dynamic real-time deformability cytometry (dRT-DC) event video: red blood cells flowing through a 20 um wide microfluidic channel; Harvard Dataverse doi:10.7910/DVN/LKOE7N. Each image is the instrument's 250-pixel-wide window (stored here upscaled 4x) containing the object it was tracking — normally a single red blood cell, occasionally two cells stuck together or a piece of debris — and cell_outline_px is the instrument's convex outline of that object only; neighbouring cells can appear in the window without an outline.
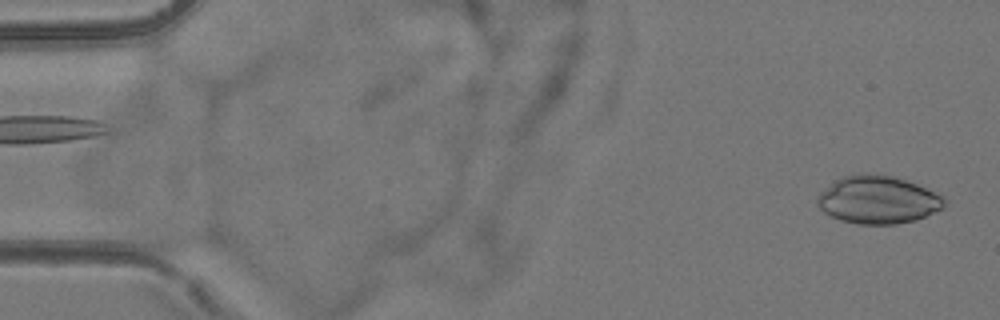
{"species": "common noctule bat (a hibernating species)", "species_latin": "Nyctalus noctula", "temperature_condition": "room temperature", "stored_images_in_passage": 5, "camera_frame_rate_fps": 3000, "um_per_image_px": 0.085, "animal": {"sex": "female", "body_mass_g": 24.6, "forearm_length_mm": 56.2}, "frame": {"image": 1, "passage_image": 5, "time_ms": 5.0, "image_size_px": [1000, 320], "cell_outline_px": [[944, 204], [940, 208], [916, 220], [896, 224], [860, 224], [840, 220], [824, 212], [816, 204], [816, 200], [820, 192], [840, 176], [856, 172], [860, 172], [896, 176], [916, 184], [944, 196]], "centroid_in_image_um": [74.57, 16.95], "position_along_channel_um": 10.4, "area_um2": 35.43}}